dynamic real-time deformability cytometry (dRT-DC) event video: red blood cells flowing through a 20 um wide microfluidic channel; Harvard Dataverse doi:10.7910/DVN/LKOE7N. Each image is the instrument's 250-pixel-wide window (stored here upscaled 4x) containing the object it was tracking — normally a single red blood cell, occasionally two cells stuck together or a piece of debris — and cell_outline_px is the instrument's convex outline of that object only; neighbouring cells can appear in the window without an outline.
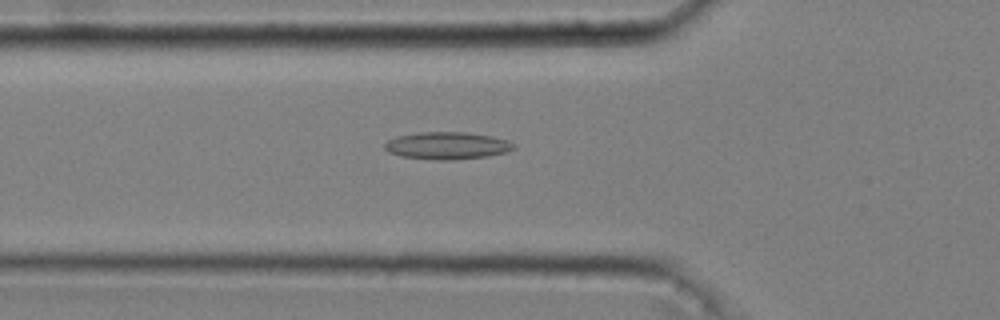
{"species": "common noctule bat (a hibernating species)", "species_latin": "Nyctalus noctula", "temperature_condition": "cold", "stored_images_in_passage": 46, "camera_frame_rate_fps": 3000, "um_per_image_px": 0.085, "animal": {"sex": "male", "body_mass_g": 20.4}, "frame": {"image": 1, "passage_image": 14, "time_ms": 4.333, "image_size_px": [1000, 320], "cell_outline_px": [[516, 148], [504, 152], [488, 156], [448, 160], [440, 160], [400, 156], [388, 152], [384, 148], [384, 144], [388, 140], [396, 136], [420, 132], [468, 132], [492, 136], [508, 140], [516, 144]], "centroid_in_image_um": [38.01, 12.37], "position_along_channel_um": 87.8, "area_um2": 20.58}}
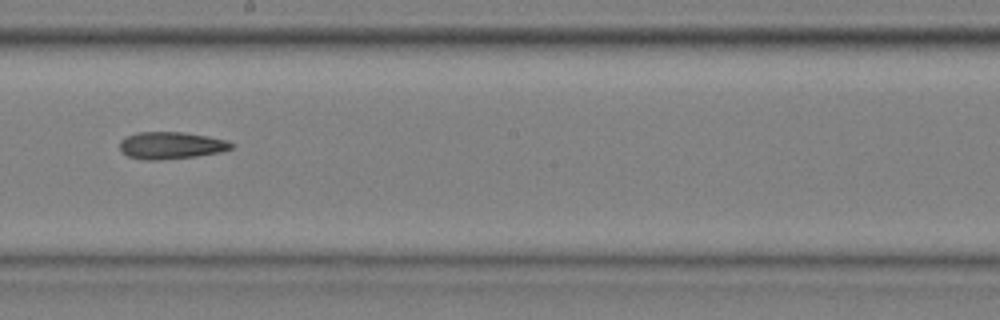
{"frame": {"image": 2, "passage_image": 26, "time_ms": 8.333, "image_size_px": [1000, 320], "cell_outline_px": [[236, 144], [232, 148], [220, 152], [196, 156], [160, 160], [144, 160], [128, 156], [120, 148], [120, 140], [136, 132], [184, 132], [208, 136], [228, 140]], "centroid_in_image_um": [14.58, 12.35], "position_along_channel_um": 233.6, "area_um2": 17.69}}
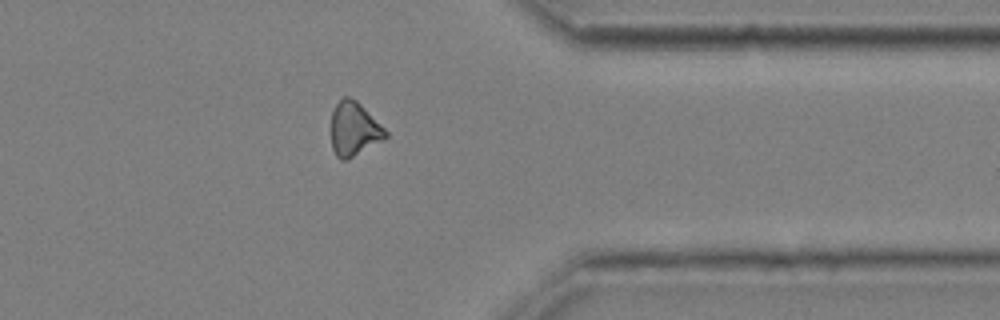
{"frame": {"image": 3, "passage_image": 39, "time_ms": 12.667, "image_size_px": [1000, 320], "cell_outline_px": [[388, 136], [384, 140], [344, 160], [340, 160], [336, 156], [332, 148], [332, 112], [336, 104], [344, 96], [348, 96], [356, 100], [388, 132]], "centroid_in_image_um": [30.09, 10.96], "position_along_channel_um": 381.3, "area_um2": 16.76}}